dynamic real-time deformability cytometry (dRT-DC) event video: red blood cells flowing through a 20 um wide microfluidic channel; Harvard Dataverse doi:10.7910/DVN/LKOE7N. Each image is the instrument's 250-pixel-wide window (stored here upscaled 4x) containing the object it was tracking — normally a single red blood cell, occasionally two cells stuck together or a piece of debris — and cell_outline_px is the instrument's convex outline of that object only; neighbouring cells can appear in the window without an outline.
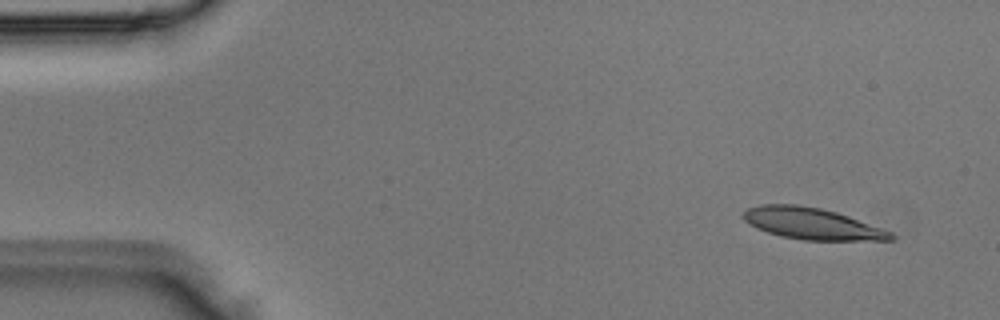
{"species": "Egyptian fruit bat (a non-hibernating species)", "species_latin": "Rousettus aegyptiacus", "temperature_condition": "room temperature", "stored_images_in_passage": 3, "camera_frame_rate_fps": 3000, "um_per_image_px": 0.085, "animal": {"sex": "male"}, "frame": {"image": 1, "passage_image": 1, "time_ms": 0.0, "image_size_px": [1000, 320], "cell_outline_px": [[896, 240], [804, 240], [780, 236], [756, 228], [744, 220], [740, 216], [748, 208], [760, 204], [796, 204], [820, 208], [836, 212], [848, 216], [892, 232], [896, 236]], "centroid_in_image_um": [69.0, 19.01], "position_along_channel_um": 16.0, "area_um2": 27.05}}
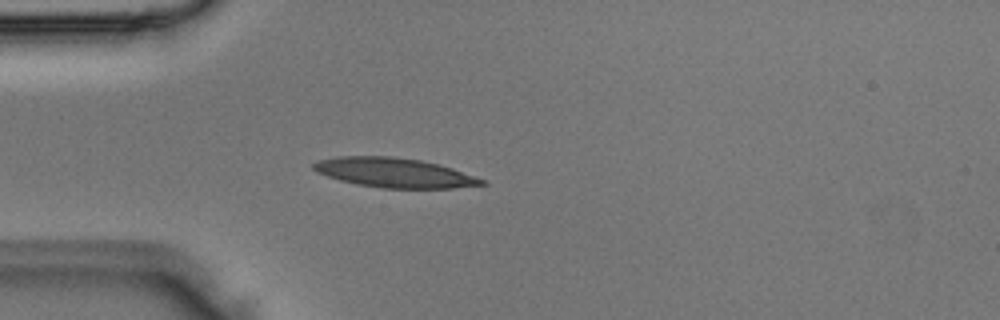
{"frame": {"image": 2, "passage_image": 3, "time_ms": 0.667, "image_size_px": [1000, 320], "cell_outline_px": [[488, 184], [452, 188], [384, 188], [356, 184], [340, 180], [316, 172], [312, 168], [312, 164], [320, 160], [336, 156], [392, 156], [420, 160], [440, 164], [488, 180]], "centroid_in_image_um": [33.55, 14.68], "position_along_channel_um": 51.4, "area_um2": 29.07}}